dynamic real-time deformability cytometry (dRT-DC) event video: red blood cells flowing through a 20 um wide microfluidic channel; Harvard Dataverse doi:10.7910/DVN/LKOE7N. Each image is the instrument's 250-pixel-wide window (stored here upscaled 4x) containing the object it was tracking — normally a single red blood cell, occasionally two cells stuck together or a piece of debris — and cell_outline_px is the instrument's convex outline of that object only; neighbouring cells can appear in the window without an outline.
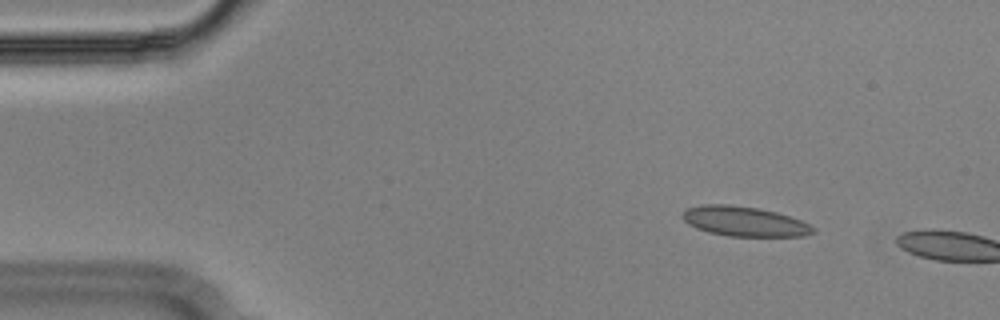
{"species": "Egyptian fruit bat (a non-hibernating species)", "species_latin": "Rousettus aegyptiacus", "temperature_condition": "cold", "stored_images_in_passage": 9, "camera_frame_rate_fps": 3000, "um_per_image_px": 0.085, "animal": {"sex": "male"}, "frame": {"image": 1, "passage_image": 7, "time_ms": 2.0, "image_size_px": [1000, 320], "cell_outline_px": [[816, 232], [804, 236], [728, 236], [708, 232], [696, 228], [688, 224], [680, 216], [688, 208], [700, 204], [728, 204], [756, 208], [776, 212], [800, 220], [816, 228]], "centroid_in_image_um": [63.25, 18.82], "position_along_channel_um": 21.7, "area_um2": 22.66}}